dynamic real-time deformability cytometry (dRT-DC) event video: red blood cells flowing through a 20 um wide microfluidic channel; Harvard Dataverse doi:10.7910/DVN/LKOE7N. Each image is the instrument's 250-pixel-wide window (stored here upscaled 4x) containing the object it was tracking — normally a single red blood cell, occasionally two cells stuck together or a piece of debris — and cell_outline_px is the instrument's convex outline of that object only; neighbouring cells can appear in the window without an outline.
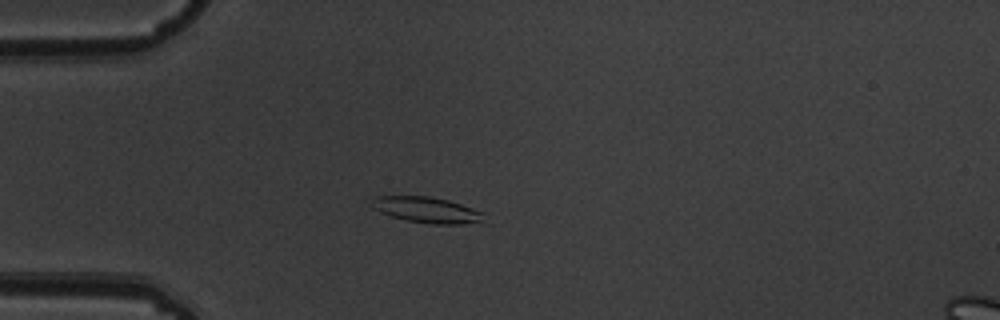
{"species": "common noctule bat (a hibernating species)", "species_latin": "Nyctalus noctula", "temperature_condition": "warm", "stored_images_in_passage": 5, "camera_frame_rate_fps": 3000, "um_per_image_px": 0.085, "animal": {"sex": "male", "body_mass_g": 19.5, "forearm_length_mm": 54.6}, "frame": {"image": 1, "passage_image": 4, "time_ms": 1.0, "image_size_px": [1000, 320], "cell_outline_px": [[488, 224], [428, 224], [404, 220], [380, 212], [372, 208], [368, 204], [368, 200], [376, 196], [428, 196], [448, 200], [484, 212]], "centroid_in_image_um": [36.32, 17.86], "position_along_channel_um": 48.7, "area_um2": 17.57}}